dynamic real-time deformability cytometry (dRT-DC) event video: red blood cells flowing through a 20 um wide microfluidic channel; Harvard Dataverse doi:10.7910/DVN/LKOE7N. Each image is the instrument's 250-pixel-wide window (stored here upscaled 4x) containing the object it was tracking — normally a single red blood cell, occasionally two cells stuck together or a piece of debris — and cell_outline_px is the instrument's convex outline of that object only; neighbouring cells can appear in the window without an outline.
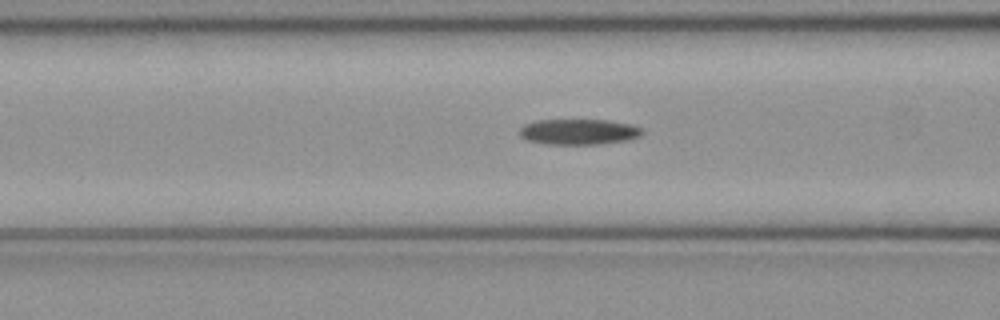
{"species": "common noctule bat (a hibernating species)", "species_latin": "Nyctalus noctula", "temperature_condition": "cold", "stored_images_in_passage": 44, "camera_frame_rate_fps": 3000, "um_per_image_px": 0.085, "animal": {"sex": "female", "body_mass_g": 21.9}, "frame": {"image": 1, "passage_image": 13, "time_ms": 4.0, "image_size_px": [1000, 320], "cell_outline_px": [[644, 132], [640, 136], [628, 140], [600, 144], [544, 144], [528, 140], [520, 136], [520, 128], [524, 124], [536, 120], [608, 120], [632, 124], [640, 128]], "centroid_in_image_um": [49.2, 11.2], "position_along_channel_um": 117.4, "area_um2": 18.38}}
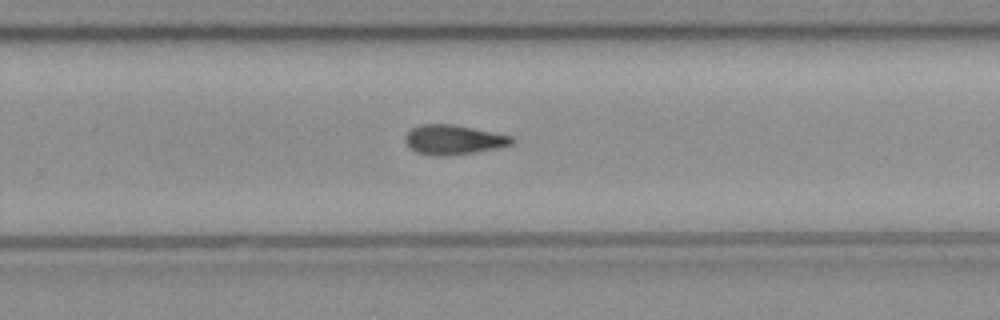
{"frame": {"image": 2, "passage_image": 26, "time_ms": 8.333, "image_size_px": [1000, 320], "cell_outline_px": [[512, 144], [496, 148], [448, 156], [436, 156], [416, 152], [404, 140], [404, 136], [412, 128], [420, 124], [452, 124], [512, 136]], "centroid_in_image_um": [38.5, 11.87], "position_along_channel_um": 291.3, "area_um2": 18.09}}
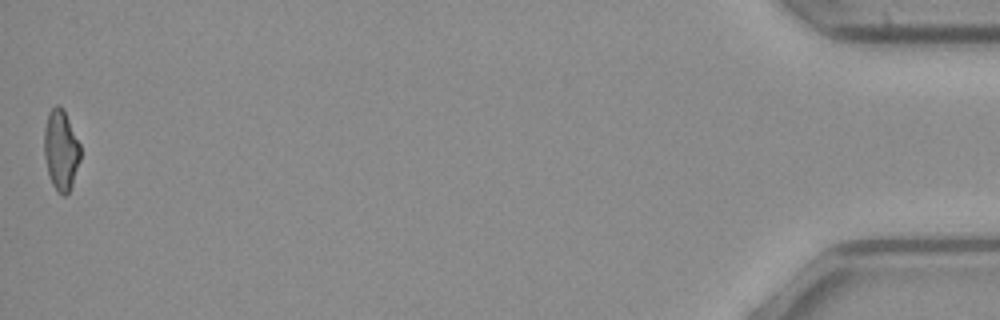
{"frame": {"image": 3, "passage_image": 44, "time_ms": 14.333, "image_size_px": [1000, 320], "cell_outline_px": [[80, 160], [72, 184], [68, 192], [64, 196], [52, 184], [48, 172], [44, 156], [44, 128], [48, 112], [56, 104], [60, 104], [64, 108], [80, 144]], "centroid_in_image_um": [5.18, 12.68], "position_along_channel_um": 430.0, "area_um2": 16.99}}